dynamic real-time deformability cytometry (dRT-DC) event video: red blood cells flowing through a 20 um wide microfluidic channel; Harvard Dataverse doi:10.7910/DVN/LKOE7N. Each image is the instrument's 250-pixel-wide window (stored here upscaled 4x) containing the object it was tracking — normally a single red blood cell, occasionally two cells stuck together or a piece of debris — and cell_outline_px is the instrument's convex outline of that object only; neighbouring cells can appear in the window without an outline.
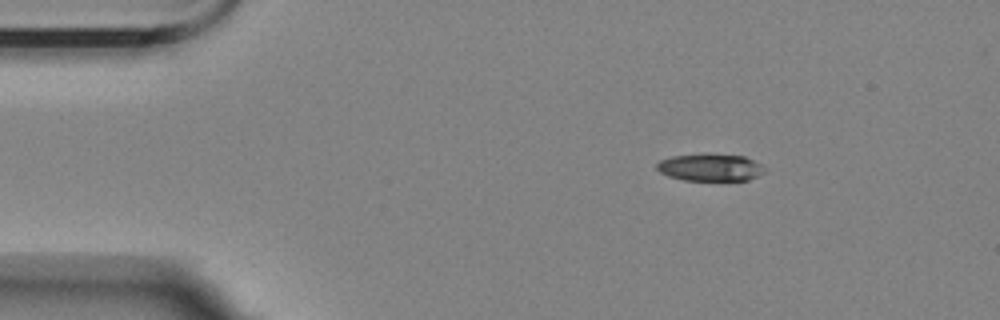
{"species": "Egyptian fruit bat (a non-hibernating species)", "species_latin": "Rousettus aegyptiacus", "temperature_condition": "room temperature", "stored_images_in_passage": 4, "camera_frame_rate_fps": 3000, "um_per_image_px": 0.085, "animal": {"sex": "female"}, "frame": {"image": 1, "passage_image": 1, "time_ms": 0.0, "image_size_px": [1000, 320], "cell_outline_px": [[768, 168], [764, 172], [748, 180], [684, 180], [668, 176], [660, 172], [656, 168], [656, 164], [660, 160], [672, 156], [708, 152], [744, 156]], "centroid_in_image_um": [60.36, 14.2], "position_along_channel_um": 24.6, "area_um2": 17.46}}
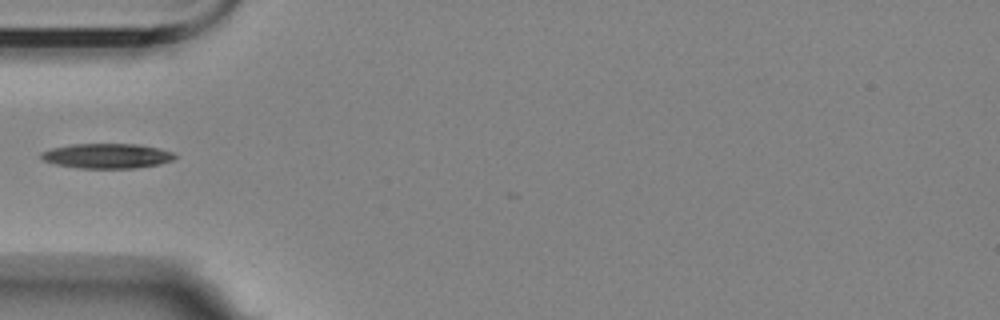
{"frame": {"image": 2, "passage_image": 4, "time_ms": 3.333, "image_size_px": [1000, 320], "cell_outline_px": [[176, 156], [172, 160], [160, 164], [132, 168], [80, 168], [56, 164], [44, 160], [40, 156], [40, 152], [52, 148], [72, 144], [136, 144], [160, 148], [172, 152]], "centroid_in_image_um": [9.09, 13.25], "position_along_channel_um": 75.9, "area_um2": 19.25}}